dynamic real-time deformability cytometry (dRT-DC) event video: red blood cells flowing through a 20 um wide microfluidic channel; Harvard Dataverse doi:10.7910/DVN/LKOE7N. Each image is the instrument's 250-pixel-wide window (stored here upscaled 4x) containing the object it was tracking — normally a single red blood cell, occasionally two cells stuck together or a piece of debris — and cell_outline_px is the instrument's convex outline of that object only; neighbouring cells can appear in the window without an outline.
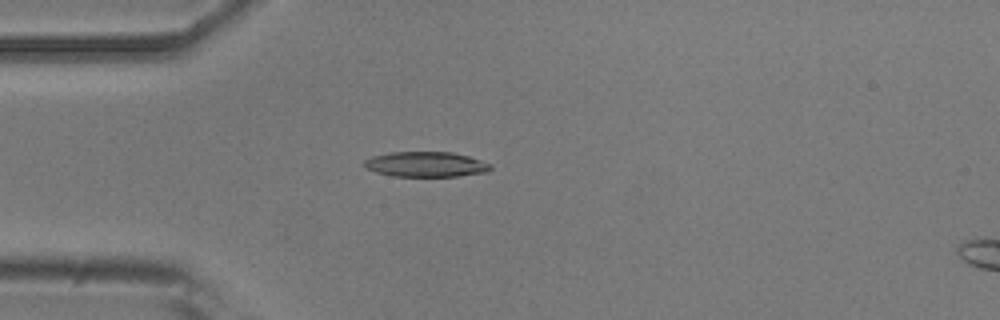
{"species": "common noctule bat (a hibernating species)", "species_latin": "Nyctalus noctula", "temperature_condition": "room temperature", "stored_images_in_passage": 5, "camera_frame_rate_fps": 3000, "um_per_image_px": 0.085, "animal": {"sex": "male", "body_mass_g": 20.5, "forearm_length_mm": 52.5}, "frame": {"image": 1, "passage_image": 4, "time_ms": 1.0, "image_size_px": [1000, 320], "cell_outline_px": [[492, 168], [488, 172], [456, 176], [392, 176], [376, 172], [368, 168], [364, 164], [364, 160], [372, 156], [392, 152], [452, 152], [468, 156], [492, 164]], "centroid_in_image_um": [36.23, 13.96], "position_along_channel_um": 48.8, "area_um2": 18.44}}